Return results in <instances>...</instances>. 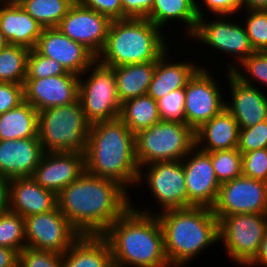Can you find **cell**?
I'll return each instance as SVG.
<instances>
[{
    "label": "cell",
    "instance_id": "cell-13",
    "mask_svg": "<svg viewBox=\"0 0 267 267\" xmlns=\"http://www.w3.org/2000/svg\"><path fill=\"white\" fill-rule=\"evenodd\" d=\"M205 67L201 66L185 86L184 122L194 131L220 113L226 104L219 82Z\"/></svg>",
    "mask_w": 267,
    "mask_h": 267
},
{
    "label": "cell",
    "instance_id": "cell-38",
    "mask_svg": "<svg viewBox=\"0 0 267 267\" xmlns=\"http://www.w3.org/2000/svg\"><path fill=\"white\" fill-rule=\"evenodd\" d=\"M157 105L162 121L184 122L185 88L171 91Z\"/></svg>",
    "mask_w": 267,
    "mask_h": 267
},
{
    "label": "cell",
    "instance_id": "cell-46",
    "mask_svg": "<svg viewBox=\"0 0 267 267\" xmlns=\"http://www.w3.org/2000/svg\"><path fill=\"white\" fill-rule=\"evenodd\" d=\"M18 253L13 249L0 246V267H17Z\"/></svg>",
    "mask_w": 267,
    "mask_h": 267
},
{
    "label": "cell",
    "instance_id": "cell-15",
    "mask_svg": "<svg viewBox=\"0 0 267 267\" xmlns=\"http://www.w3.org/2000/svg\"><path fill=\"white\" fill-rule=\"evenodd\" d=\"M110 24L111 20L108 17L81 5L76 0L62 18L58 28L70 39L83 44L97 57L106 44Z\"/></svg>",
    "mask_w": 267,
    "mask_h": 267
},
{
    "label": "cell",
    "instance_id": "cell-49",
    "mask_svg": "<svg viewBox=\"0 0 267 267\" xmlns=\"http://www.w3.org/2000/svg\"><path fill=\"white\" fill-rule=\"evenodd\" d=\"M244 10H267V0H243Z\"/></svg>",
    "mask_w": 267,
    "mask_h": 267
},
{
    "label": "cell",
    "instance_id": "cell-36",
    "mask_svg": "<svg viewBox=\"0 0 267 267\" xmlns=\"http://www.w3.org/2000/svg\"><path fill=\"white\" fill-rule=\"evenodd\" d=\"M72 74L52 58L42 56L35 49L29 50L27 56L26 79H42L50 76Z\"/></svg>",
    "mask_w": 267,
    "mask_h": 267
},
{
    "label": "cell",
    "instance_id": "cell-21",
    "mask_svg": "<svg viewBox=\"0 0 267 267\" xmlns=\"http://www.w3.org/2000/svg\"><path fill=\"white\" fill-rule=\"evenodd\" d=\"M232 101L225 108L233 115L239 128H249L267 119V96L260 88L243 83L232 72L227 74Z\"/></svg>",
    "mask_w": 267,
    "mask_h": 267
},
{
    "label": "cell",
    "instance_id": "cell-42",
    "mask_svg": "<svg viewBox=\"0 0 267 267\" xmlns=\"http://www.w3.org/2000/svg\"><path fill=\"white\" fill-rule=\"evenodd\" d=\"M24 101V84L0 82V115Z\"/></svg>",
    "mask_w": 267,
    "mask_h": 267
},
{
    "label": "cell",
    "instance_id": "cell-10",
    "mask_svg": "<svg viewBox=\"0 0 267 267\" xmlns=\"http://www.w3.org/2000/svg\"><path fill=\"white\" fill-rule=\"evenodd\" d=\"M196 0L197 24L194 32L189 39L197 40L203 45H208L221 53H226L234 56L237 61V66L248 58L254 51L248 38L244 23L238 24L237 21L229 19V15H217V19H210L207 22L202 7ZM225 17V19H224ZM228 19V20H227ZM205 43V44H204Z\"/></svg>",
    "mask_w": 267,
    "mask_h": 267
},
{
    "label": "cell",
    "instance_id": "cell-25",
    "mask_svg": "<svg viewBox=\"0 0 267 267\" xmlns=\"http://www.w3.org/2000/svg\"><path fill=\"white\" fill-rule=\"evenodd\" d=\"M168 52L169 50L156 61L153 78L149 84L147 95L155 101L171 91L185 88L188 81L201 68L199 64L196 65L193 61L171 63Z\"/></svg>",
    "mask_w": 267,
    "mask_h": 267
},
{
    "label": "cell",
    "instance_id": "cell-9",
    "mask_svg": "<svg viewBox=\"0 0 267 267\" xmlns=\"http://www.w3.org/2000/svg\"><path fill=\"white\" fill-rule=\"evenodd\" d=\"M267 230V213L234 214L218 220L219 242L232 261L246 266L254 259Z\"/></svg>",
    "mask_w": 267,
    "mask_h": 267
},
{
    "label": "cell",
    "instance_id": "cell-20",
    "mask_svg": "<svg viewBox=\"0 0 267 267\" xmlns=\"http://www.w3.org/2000/svg\"><path fill=\"white\" fill-rule=\"evenodd\" d=\"M44 153L38 138L0 140V175L31 177Z\"/></svg>",
    "mask_w": 267,
    "mask_h": 267
},
{
    "label": "cell",
    "instance_id": "cell-2",
    "mask_svg": "<svg viewBox=\"0 0 267 267\" xmlns=\"http://www.w3.org/2000/svg\"><path fill=\"white\" fill-rule=\"evenodd\" d=\"M131 207L102 236L109 243L114 267H171L157 214Z\"/></svg>",
    "mask_w": 267,
    "mask_h": 267
},
{
    "label": "cell",
    "instance_id": "cell-26",
    "mask_svg": "<svg viewBox=\"0 0 267 267\" xmlns=\"http://www.w3.org/2000/svg\"><path fill=\"white\" fill-rule=\"evenodd\" d=\"M62 267H114L109 243L102 235H81L63 254Z\"/></svg>",
    "mask_w": 267,
    "mask_h": 267
},
{
    "label": "cell",
    "instance_id": "cell-27",
    "mask_svg": "<svg viewBox=\"0 0 267 267\" xmlns=\"http://www.w3.org/2000/svg\"><path fill=\"white\" fill-rule=\"evenodd\" d=\"M155 67L156 61L113 67L121 103L138 96L147 95Z\"/></svg>",
    "mask_w": 267,
    "mask_h": 267
},
{
    "label": "cell",
    "instance_id": "cell-43",
    "mask_svg": "<svg viewBox=\"0 0 267 267\" xmlns=\"http://www.w3.org/2000/svg\"><path fill=\"white\" fill-rule=\"evenodd\" d=\"M81 5L108 17L111 21L127 19L121 0H77Z\"/></svg>",
    "mask_w": 267,
    "mask_h": 267
},
{
    "label": "cell",
    "instance_id": "cell-35",
    "mask_svg": "<svg viewBox=\"0 0 267 267\" xmlns=\"http://www.w3.org/2000/svg\"><path fill=\"white\" fill-rule=\"evenodd\" d=\"M228 72H232L239 80L243 83L255 86L254 81L260 82L261 84L266 85L267 87V53L262 51L253 52L248 58H245L240 66H234L232 63L227 65ZM243 68L242 72L240 70ZM248 74L250 75H247ZM253 79V80H250ZM250 80V81H249ZM253 81V82H252ZM252 82V83H251Z\"/></svg>",
    "mask_w": 267,
    "mask_h": 267
},
{
    "label": "cell",
    "instance_id": "cell-24",
    "mask_svg": "<svg viewBox=\"0 0 267 267\" xmlns=\"http://www.w3.org/2000/svg\"><path fill=\"white\" fill-rule=\"evenodd\" d=\"M239 130L233 115L224 108L195 130V147L204 152L237 148Z\"/></svg>",
    "mask_w": 267,
    "mask_h": 267
},
{
    "label": "cell",
    "instance_id": "cell-31",
    "mask_svg": "<svg viewBox=\"0 0 267 267\" xmlns=\"http://www.w3.org/2000/svg\"><path fill=\"white\" fill-rule=\"evenodd\" d=\"M76 0H24L20 5L43 28L58 27Z\"/></svg>",
    "mask_w": 267,
    "mask_h": 267
},
{
    "label": "cell",
    "instance_id": "cell-5",
    "mask_svg": "<svg viewBox=\"0 0 267 267\" xmlns=\"http://www.w3.org/2000/svg\"><path fill=\"white\" fill-rule=\"evenodd\" d=\"M162 34L161 28L146 18L111 21L106 44L97 59L110 67L157 61L170 49Z\"/></svg>",
    "mask_w": 267,
    "mask_h": 267
},
{
    "label": "cell",
    "instance_id": "cell-3",
    "mask_svg": "<svg viewBox=\"0 0 267 267\" xmlns=\"http://www.w3.org/2000/svg\"><path fill=\"white\" fill-rule=\"evenodd\" d=\"M85 172L114 180L127 191L138 181L135 134L120 119L90 125Z\"/></svg>",
    "mask_w": 267,
    "mask_h": 267
},
{
    "label": "cell",
    "instance_id": "cell-48",
    "mask_svg": "<svg viewBox=\"0 0 267 267\" xmlns=\"http://www.w3.org/2000/svg\"><path fill=\"white\" fill-rule=\"evenodd\" d=\"M9 210V179L0 175V213Z\"/></svg>",
    "mask_w": 267,
    "mask_h": 267
},
{
    "label": "cell",
    "instance_id": "cell-7",
    "mask_svg": "<svg viewBox=\"0 0 267 267\" xmlns=\"http://www.w3.org/2000/svg\"><path fill=\"white\" fill-rule=\"evenodd\" d=\"M139 168L154 162L182 160L195 147V131L185 122L160 121L135 134Z\"/></svg>",
    "mask_w": 267,
    "mask_h": 267
},
{
    "label": "cell",
    "instance_id": "cell-39",
    "mask_svg": "<svg viewBox=\"0 0 267 267\" xmlns=\"http://www.w3.org/2000/svg\"><path fill=\"white\" fill-rule=\"evenodd\" d=\"M63 255L25 247L18 254V267H62Z\"/></svg>",
    "mask_w": 267,
    "mask_h": 267
},
{
    "label": "cell",
    "instance_id": "cell-4",
    "mask_svg": "<svg viewBox=\"0 0 267 267\" xmlns=\"http://www.w3.org/2000/svg\"><path fill=\"white\" fill-rule=\"evenodd\" d=\"M164 235L171 267H184L208 246L219 241L218 219L209 207L170 209L155 213Z\"/></svg>",
    "mask_w": 267,
    "mask_h": 267
},
{
    "label": "cell",
    "instance_id": "cell-11",
    "mask_svg": "<svg viewBox=\"0 0 267 267\" xmlns=\"http://www.w3.org/2000/svg\"><path fill=\"white\" fill-rule=\"evenodd\" d=\"M139 170L136 186L146 180L150 193L162 209L159 212L188 208L182 160L154 162L140 167ZM142 170L147 172L144 174Z\"/></svg>",
    "mask_w": 267,
    "mask_h": 267
},
{
    "label": "cell",
    "instance_id": "cell-41",
    "mask_svg": "<svg viewBox=\"0 0 267 267\" xmlns=\"http://www.w3.org/2000/svg\"><path fill=\"white\" fill-rule=\"evenodd\" d=\"M242 175L267 183V148L242 154Z\"/></svg>",
    "mask_w": 267,
    "mask_h": 267
},
{
    "label": "cell",
    "instance_id": "cell-28",
    "mask_svg": "<svg viewBox=\"0 0 267 267\" xmlns=\"http://www.w3.org/2000/svg\"><path fill=\"white\" fill-rule=\"evenodd\" d=\"M38 111L25 100L0 115V140L38 138Z\"/></svg>",
    "mask_w": 267,
    "mask_h": 267
},
{
    "label": "cell",
    "instance_id": "cell-40",
    "mask_svg": "<svg viewBox=\"0 0 267 267\" xmlns=\"http://www.w3.org/2000/svg\"><path fill=\"white\" fill-rule=\"evenodd\" d=\"M267 148V119L249 128H240L238 151L241 154Z\"/></svg>",
    "mask_w": 267,
    "mask_h": 267
},
{
    "label": "cell",
    "instance_id": "cell-17",
    "mask_svg": "<svg viewBox=\"0 0 267 267\" xmlns=\"http://www.w3.org/2000/svg\"><path fill=\"white\" fill-rule=\"evenodd\" d=\"M35 50L60 63L67 72L80 76L97 57L83 44L64 35L58 27L44 28Z\"/></svg>",
    "mask_w": 267,
    "mask_h": 267
},
{
    "label": "cell",
    "instance_id": "cell-23",
    "mask_svg": "<svg viewBox=\"0 0 267 267\" xmlns=\"http://www.w3.org/2000/svg\"><path fill=\"white\" fill-rule=\"evenodd\" d=\"M0 31L8 44L35 49L43 26L33 19L20 4L0 0Z\"/></svg>",
    "mask_w": 267,
    "mask_h": 267
},
{
    "label": "cell",
    "instance_id": "cell-18",
    "mask_svg": "<svg viewBox=\"0 0 267 267\" xmlns=\"http://www.w3.org/2000/svg\"><path fill=\"white\" fill-rule=\"evenodd\" d=\"M79 76L63 74L42 79H25L24 100L38 112L69 105L78 100Z\"/></svg>",
    "mask_w": 267,
    "mask_h": 267
},
{
    "label": "cell",
    "instance_id": "cell-22",
    "mask_svg": "<svg viewBox=\"0 0 267 267\" xmlns=\"http://www.w3.org/2000/svg\"><path fill=\"white\" fill-rule=\"evenodd\" d=\"M57 206V195L32 177L9 179V211L23 218L45 213Z\"/></svg>",
    "mask_w": 267,
    "mask_h": 267
},
{
    "label": "cell",
    "instance_id": "cell-44",
    "mask_svg": "<svg viewBox=\"0 0 267 267\" xmlns=\"http://www.w3.org/2000/svg\"><path fill=\"white\" fill-rule=\"evenodd\" d=\"M204 2V7L213 15H229L234 16L238 10H243V0H201Z\"/></svg>",
    "mask_w": 267,
    "mask_h": 267
},
{
    "label": "cell",
    "instance_id": "cell-6",
    "mask_svg": "<svg viewBox=\"0 0 267 267\" xmlns=\"http://www.w3.org/2000/svg\"><path fill=\"white\" fill-rule=\"evenodd\" d=\"M90 125L78 99L39 111L37 137L44 152L85 154Z\"/></svg>",
    "mask_w": 267,
    "mask_h": 267
},
{
    "label": "cell",
    "instance_id": "cell-37",
    "mask_svg": "<svg viewBox=\"0 0 267 267\" xmlns=\"http://www.w3.org/2000/svg\"><path fill=\"white\" fill-rule=\"evenodd\" d=\"M245 29L254 51H267V10H246Z\"/></svg>",
    "mask_w": 267,
    "mask_h": 267
},
{
    "label": "cell",
    "instance_id": "cell-32",
    "mask_svg": "<svg viewBox=\"0 0 267 267\" xmlns=\"http://www.w3.org/2000/svg\"><path fill=\"white\" fill-rule=\"evenodd\" d=\"M29 49L8 44L0 50V82L24 84Z\"/></svg>",
    "mask_w": 267,
    "mask_h": 267
},
{
    "label": "cell",
    "instance_id": "cell-14",
    "mask_svg": "<svg viewBox=\"0 0 267 267\" xmlns=\"http://www.w3.org/2000/svg\"><path fill=\"white\" fill-rule=\"evenodd\" d=\"M212 211L218 220L227 215L267 213V183L243 175L222 183Z\"/></svg>",
    "mask_w": 267,
    "mask_h": 267
},
{
    "label": "cell",
    "instance_id": "cell-8",
    "mask_svg": "<svg viewBox=\"0 0 267 267\" xmlns=\"http://www.w3.org/2000/svg\"><path fill=\"white\" fill-rule=\"evenodd\" d=\"M84 75L88 78L83 79ZM78 99L90 124L119 118L121 102L113 67L96 59L79 76Z\"/></svg>",
    "mask_w": 267,
    "mask_h": 267
},
{
    "label": "cell",
    "instance_id": "cell-16",
    "mask_svg": "<svg viewBox=\"0 0 267 267\" xmlns=\"http://www.w3.org/2000/svg\"><path fill=\"white\" fill-rule=\"evenodd\" d=\"M182 164L188 208L193 206L212 208L217 200L221 184L216 178L210 155L194 147L182 159Z\"/></svg>",
    "mask_w": 267,
    "mask_h": 267
},
{
    "label": "cell",
    "instance_id": "cell-34",
    "mask_svg": "<svg viewBox=\"0 0 267 267\" xmlns=\"http://www.w3.org/2000/svg\"><path fill=\"white\" fill-rule=\"evenodd\" d=\"M220 184L242 175V154L237 148L207 152Z\"/></svg>",
    "mask_w": 267,
    "mask_h": 267
},
{
    "label": "cell",
    "instance_id": "cell-12",
    "mask_svg": "<svg viewBox=\"0 0 267 267\" xmlns=\"http://www.w3.org/2000/svg\"><path fill=\"white\" fill-rule=\"evenodd\" d=\"M25 219L26 246L63 255L81 234L56 206Z\"/></svg>",
    "mask_w": 267,
    "mask_h": 267
},
{
    "label": "cell",
    "instance_id": "cell-47",
    "mask_svg": "<svg viewBox=\"0 0 267 267\" xmlns=\"http://www.w3.org/2000/svg\"><path fill=\"white\" fill-rule=\"evenodd\" d=\"M263 266L267 267V230L265 232V235L260 243L259 250L257 252V255L254 257V259L247 265V266Z\"/></svg>",
    "mask_w": 267,
    "mask_h": 267
},
{
    "label": "cell",
    "instance_id": "cell-1",
    "mask_svg": "<svg viewBox=\"0 0 267 267\" xmlns=\"http://www.w3.org/2000/svg\"><path fill=\"white\" fill-rule=\"evenodd\" d=\"M57 207L81 235H102L131 207L119 183L84 172L57 194Z\"/></svg>",
    "mask_w": 267,
    "mask_h": 267
},
{
    "label": "cell",
    "instance_id": "cell-50",
    "mask_svg": "<svg viewBox=\"0 0 267 267\" xmlns=\"http://www.w3.org/2000/svg\"><path fill=\"white\" fill-rule=\"evenodd\" d=\"M8 45V41L5 39L4 34L0 31V50Z\"/></svg>",
    "mask_w": 267,
    "mask_h": 267
},
{
    "label": "cell",
    "instance_id": "cell-19",
    "mask_svg": "<svg viewBox=\"0 0 267 267\" xmlns=\"http://www.w3.org/2000/svg\"><path fill=\"white\" fill-rule=\"evenodd\" d=\"M85 172V155L79 152H45L31 176L56 195Z\"/></svg>",
    "mask_w": 267,
    "mask_h": 267
},
{
    "label": "cell",
    "instance_id": "cell-33",
    "mask_svg": "<svg viewBox=\"0 0 267 267\" xmlns=\"http://www.w3.org/2000/svg\"><path fill=\"white\" fill-rule=\"evenodd\" d=\"M0 246L13 249L18 254L26 247L25 219L17 213H0Z\"/></svg>",
    "mask_w": 267,
    "mask_h": 267
},
{
    "label": "cell",
    "instance_id": "cell-30",
    "mask_svg": "<svg viewBox=\"0 0 267 267\" xmlns=\"http://www.w3.org/2000/svg\"><path fill=\"white\" fill-rule=\"evenodd\" d=\"M119 118L134 134L161 121L157 101L148 95L121 103Z\"/></svg>",
    "mask_w": 267,
    "mask_h": 267
},
{
    "label": "cell",
    "instance_id": "cell-45",
    "mask_svg": "<svg viewBox=\"0 0 267 267\" xmlns=\"http://www.w3.org/2000/svg\"><path fill=\"white\" fill-rule=\"evenodd\" d=\"M123 13L128 18H146L152 10L154 0H121Z\"/></svg>",
    "mask_w": 267,
    "mask_h": 267
},
{
    "label": "cell",
    "instance_id": "cell-51",
    "mask_svg": "<svg viewBox=\"0 0 267 267\" xmlns=\"http://www.w3.org/2000/svg\"><path fill=\"white\" fill-rule=\"evenodd\" d=\"M1 1L7 2V3L20 4L24 0H1Z\"/></svg>",
    "mask_w": 267,
    "mask_h": 267
},
{
    "label": "cell",
    "instance_id": "cell-29",
    "mask_svg": "<svg viewBox=\"0 0 267 267\" xmlns=\"http://www.w3.org/2000/svg\"><path fill=\"white\" fill-rule=\"evenodd\" d=\"M146 19L163 29L171 21L183 22L187 27L188 37L197 24L196 0H154L152 10ZM189 33V34H188Z\"/></svg>",
    "mask_w": 267,
    "mask_h": 267
}]
</instances>
